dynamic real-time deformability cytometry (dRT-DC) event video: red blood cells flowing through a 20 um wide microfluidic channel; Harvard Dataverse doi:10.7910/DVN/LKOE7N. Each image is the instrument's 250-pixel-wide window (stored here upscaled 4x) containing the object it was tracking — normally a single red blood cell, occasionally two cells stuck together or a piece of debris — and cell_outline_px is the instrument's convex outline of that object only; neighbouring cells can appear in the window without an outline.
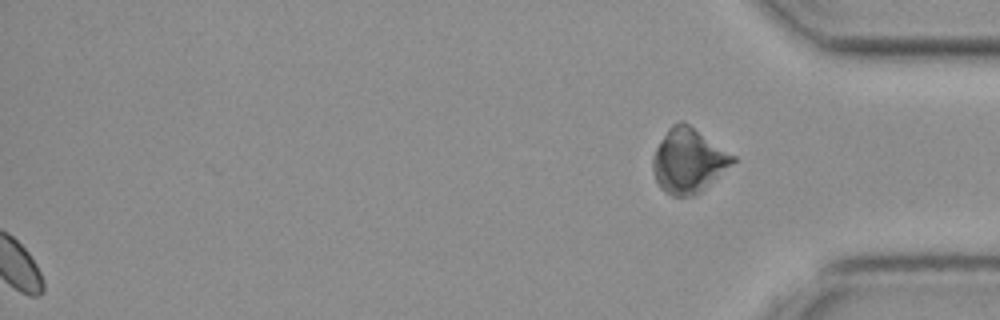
{"species": "common noctule bat (a hibernating species)", "species_latin": "Nyctalus noctula", "temperature_condition": "cold", "stored_images_in_passage": 38, "segment_of_instrument_passage": [2, 2], "camera_frame_rate_fps": 3000, "um_per_image_px": 0.085, "animal": {"sex": "female", "body_mass_g": 19.3, "forearm_length_mm": 54.1}, "frame": {"image": 1, "passage_image": 38, "time_ms": 12.333, "image_size_px": [1000, 320], "cell_outline_px": [[736, 160], [732, 164], [700, 192], [692, 196], [672, 196], [664, 192], [660, 188], [656, 180], [652, 168], [652, 160], [656, 148], [668, 128], [672, 124], [680, 120], [688, 124], [736, 156]], "centroid_in_image_um": [58.5, 13.66], "position_along_channel_um": 376.7, "area_um2": 29.71}}